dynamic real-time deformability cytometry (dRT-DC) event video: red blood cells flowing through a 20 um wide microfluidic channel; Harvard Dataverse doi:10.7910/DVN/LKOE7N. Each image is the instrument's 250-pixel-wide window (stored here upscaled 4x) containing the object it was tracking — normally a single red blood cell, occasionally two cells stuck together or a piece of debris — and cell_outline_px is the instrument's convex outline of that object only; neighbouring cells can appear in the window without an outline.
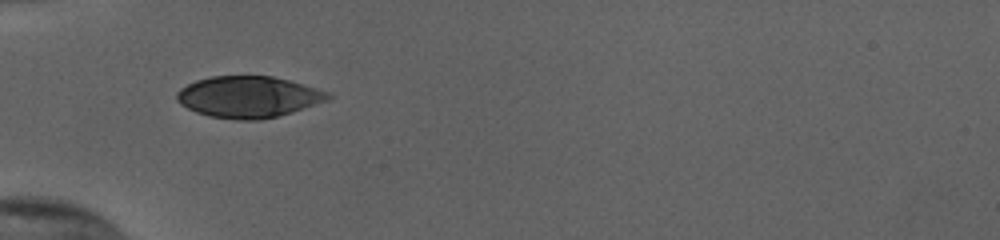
{"species": "human", "species_latin": "Homo sapiens", "temperature_condition": "cold", "stored_images_in_passage": 36, "camera_frame_rate_fps": 3000, "um_per_image_px": 0.085, "donor": {"sex": "female"}, "frame": {"image": 1, "passage_image": 1, "time_ms": 0.0, "image_size_px": [1000, 240], "cell_outline_px": [[332, 96], [328, 100], [292, 112], [260, 120], [236, 120], [208, 116], [196, 112], [180, 104], [176, 100], [176, 92], [180, 88], [196, 80], [212, 76], [272, 76], [288, 80], [332, 92]], "centroid_in_image_um": [21.11, 8.24], "position_along_channel_um": 63.9, "area_um2": 36.59}}
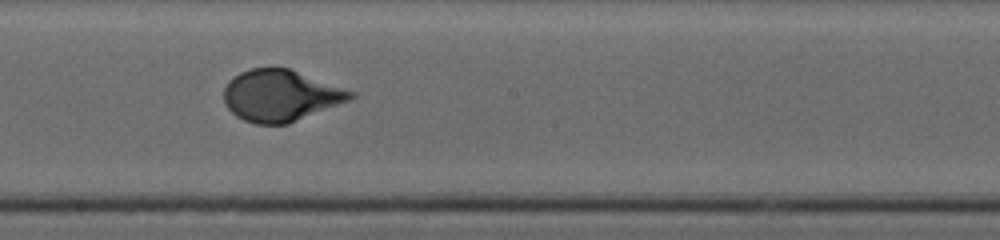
{"frame": {"image": 2, "passage_image": 14, "time_ms": 4.333, "image_size_px": [1000, 240], "cell_outline_px": [[356, 96], [352, 100], [288, 124], [256, 124], [244, 120], [236, 116], [224, 104], [224, 88], [228, 80], [240, 72], [252, 68], [288, 68], [356, 92]], "centroid_in_image_um": [23.86, 8.13], "position_along_channel_um": 224.3, "area_um2": 38.15}}
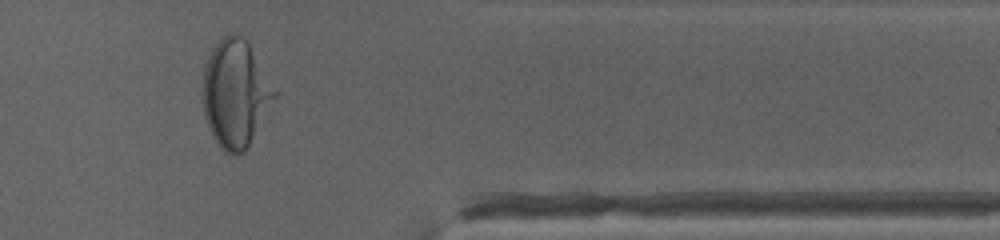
{"frame": {"image": 3, "passage_image": 28, "time_ms": 9.0, "image_size_px": [1000, 240], "cell_outline_px": [[280, 92], [244, 152], [236, 156], [224, 152], [220, 148], [212, 136], [208, 128], [204, 116], [200, 88], [204, 68], [208, 56], [212, 48], [228, 32], [232, 32], [240, 36], [248, 44]], "centroid_in_image_um": [20.0, 7.97], "position_along_channel_um": 391.4, "area_um2": 45.72}}